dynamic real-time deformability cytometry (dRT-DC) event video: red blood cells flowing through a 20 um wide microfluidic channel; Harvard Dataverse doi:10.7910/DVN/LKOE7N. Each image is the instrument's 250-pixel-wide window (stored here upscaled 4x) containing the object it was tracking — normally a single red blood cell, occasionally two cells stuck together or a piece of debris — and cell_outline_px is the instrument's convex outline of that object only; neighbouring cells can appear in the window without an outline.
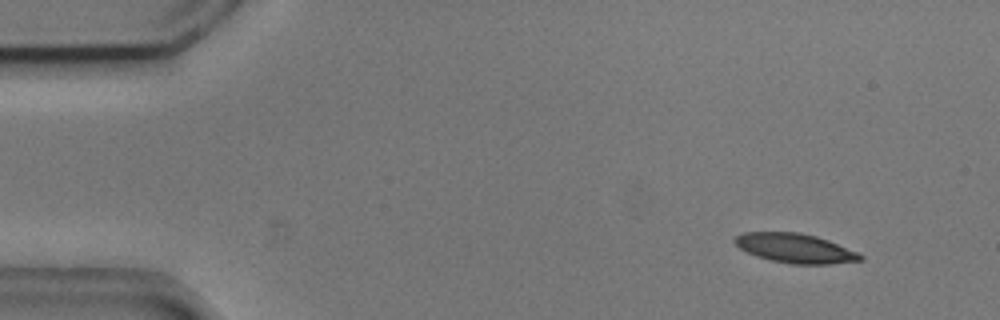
{"species": "common noctule bat (a hibernating species)", "species_latin": "Nyctalus noctula", "temperature_condition": "cold", "stored_images_in_passage": 53, "camera_frame_rate_fps": 3000, "um_per_image_px": 0.085, "animal": {"sex": "male", "body_mass_g": 20.5, "forearm_length_mm": 52.5}, "frame": {"image": 1, "passage_image": 4, "time_ms": 1.0, "image_size_px": [1000, 320], "cell_outline_px": [[864, 260], [832, 264], [792, 264], [772, 260], [756, 256], [740, 248], [732, 240], [736, 236], [744, 232], [800, 232], [816, 236], [828, 240], [856, 252], [864, 256]], "centroid_in_image_um": [67.59, 21.1], "position_along_channel_um": 17.4, "area_um2": 21.39}}
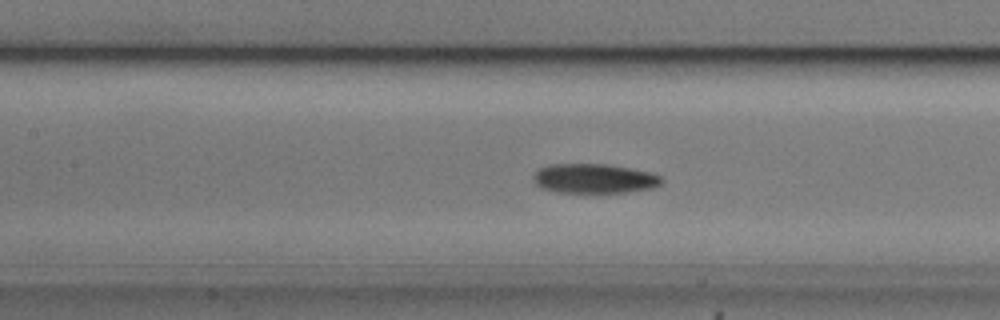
{"frame": {"image": 2, "passage_image": 23, "time_ms": 7.333, "image_size_px": [1000, 320], "cell_outline_px": [[664, 180], [660, 184], [652, 188], [624, 192], [556, 192], [540, 188], [536, 184], [532, 176], [540, 168], [552, 164], [608, 164], [652, 172], [660, 176]], "centroid_in_image_um": [50.51, 15.17], "position_along_channel_um": 156.9, "area_um2": 22.02}}
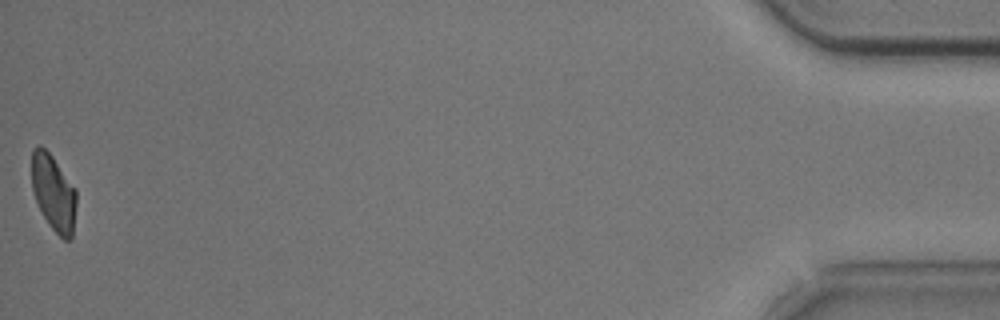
{"frame": {"image": 3, "passage_image": 53, "time_ms": 17.333, "image_size_px": [1000, 320], "cell_outline_px": [[76, 204], [72, 236], [68, 240], [64, 240], [48, 224], [36, 200], [32, 188], [32, 148], [36, 144], [40, 144], [52, 156], [76, 188]], "centroid_in_image_um": [4.55, 16.35], "position_along_channel_um": 430.7, "area_um2": 19.77}, "authors_computed_cell_mechanics": {"area_um2": 21.675, "velocity_mm_per_s": 3.7107, "shape_relaxation_time_tau1_ms": 4.5442, "shape_relaxation_time_tau2_ms": null, "deformation_change_tau1": 0.1418, "deformation_change_tau2": null}}